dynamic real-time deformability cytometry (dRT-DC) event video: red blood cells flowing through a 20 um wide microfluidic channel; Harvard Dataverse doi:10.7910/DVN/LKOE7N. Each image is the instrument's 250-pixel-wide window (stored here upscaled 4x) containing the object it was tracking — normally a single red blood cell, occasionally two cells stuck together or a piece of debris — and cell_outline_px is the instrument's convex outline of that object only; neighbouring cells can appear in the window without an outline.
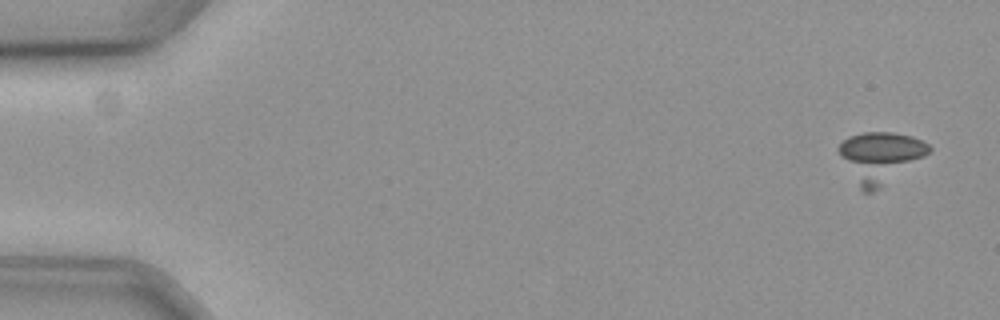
{"species": "common noctule bat (a hibernating species)", "species_latin": "Nyctalus noctula", "temperature_condition": "cold", "stored_images_in_passage": 57, "camera_frame_rate_fps": 3000, "um_per_image_px": 0.085, "animal": {"sex": "female", "body_mass_g": 19.3, "forearm_length_mm": 54.1}, "frame": {"image": 1, "passage_image": 1, "time_ms": 0.0, "image_size_px": [1000, 320], "cell_outline_px": [[932, 148], [924, 156], [880, 188], [872, 192], [864, 192], [860, 188], [836, 148], [848, 136], [864, 132], [892, 132], [912, 136], [928, 144]], "centroid_in_image_um": [74.8, 13.32], "position_along_channel_um": 10.2, "area_um2": 25.89}}
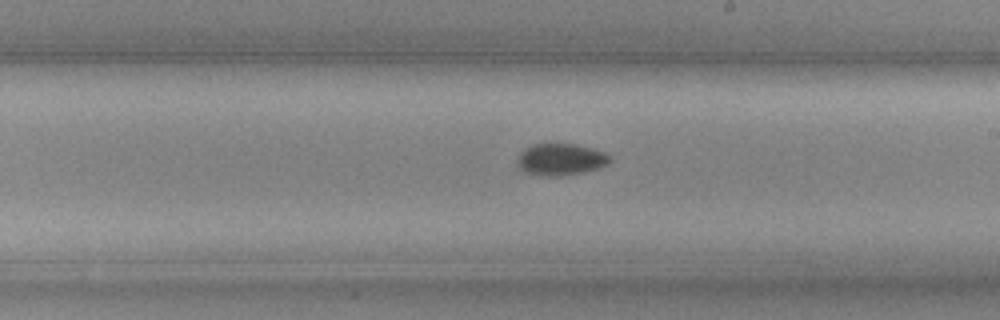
{"frame": {"image": 2, "passage_image": 33, "time_ms": 10.667, "image_size_px": [1000, 320], "cell_outline_px": [[612, 160], [608, 164], [600, 168], [584, 172], [564, 176], [540, 176], [524, 172], [516, 164], [516, 160], [520, 152], [524, 148], [532, 144], [576, 144], [592, 148], [604, 152]], "centroid_in_image_um": [47.63, 13.56], "position_along_channel_um": 241.4, "area_um2": 17.46}}
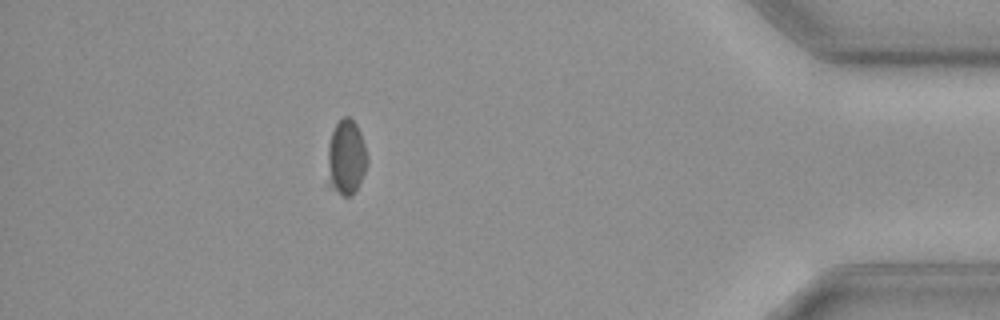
{"frame": {"image": 3, "passage_image": 51, "time_ms": 16.667, "image_size_px": [1000, 320], "cell_outline_px": [[368, 164], [352, 196], [344, 196], [328, 188], [324, 184], [328, 148], [332, 132], [336, 124], [344, 116], [348, 116], [356, 124], [360, 132], [368, 156]], "centroid_in_image_um": [29.37, 13.44], "position_along_channel_um": 405.8, "area_um2": 17.92}, "authors_computed_cell_mechanics": {"area_um2": 17.5712, "velocity_mm_per_s": 3.5533, "shape_relaxation_time_tau1_ms": 2.2228, "shape_relaxation_time_tau2_ms": null, "deformation_change_tau1": 0.0415, "deformation_change_tau2": null}}